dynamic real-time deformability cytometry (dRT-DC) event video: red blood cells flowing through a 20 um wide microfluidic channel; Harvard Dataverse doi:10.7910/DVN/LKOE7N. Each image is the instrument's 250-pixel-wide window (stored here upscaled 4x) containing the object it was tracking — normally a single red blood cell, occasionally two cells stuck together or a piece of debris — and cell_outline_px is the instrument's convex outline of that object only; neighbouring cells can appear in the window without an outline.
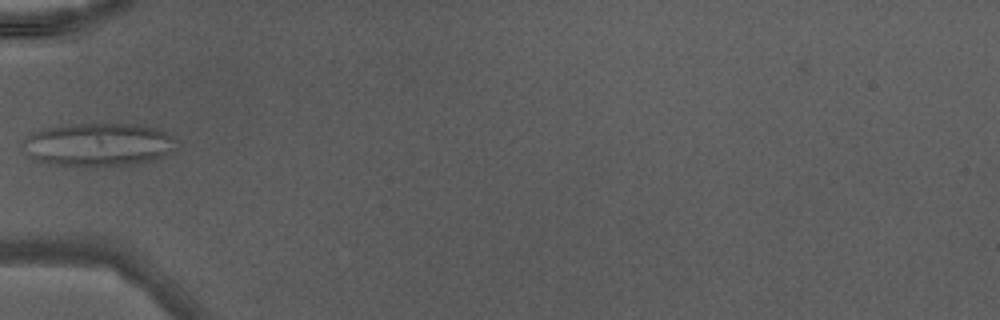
{"species": "Egyptian fruit bat (a non-hibernating species)", "species_latin": "Rousettus aegyptiacus", "temperature_condition": "warm", "stored_images_in_passage": 6, "camera_frame_rate_fps": 3000, "um_per_image_px": 0.085, "animal": {"sex": "male"}, "frame": {"image": 1, "passage_image": 1, "time_ms": 0.0, "image_size_px": [1000, 320], "cell_outline_px": [[176, 152], [156, 160], [128, 164], [52, 164], [32, 160], [24, 152], [20, 144], [20, 140], [32, 132], [44, 128], [64, 124], [144, 124], [156, 128], [176, 136]], "centroid_in_image_um": [8.36, 12.25], "position_along_channel_um": 76.6, "area_um2": 39.13}}